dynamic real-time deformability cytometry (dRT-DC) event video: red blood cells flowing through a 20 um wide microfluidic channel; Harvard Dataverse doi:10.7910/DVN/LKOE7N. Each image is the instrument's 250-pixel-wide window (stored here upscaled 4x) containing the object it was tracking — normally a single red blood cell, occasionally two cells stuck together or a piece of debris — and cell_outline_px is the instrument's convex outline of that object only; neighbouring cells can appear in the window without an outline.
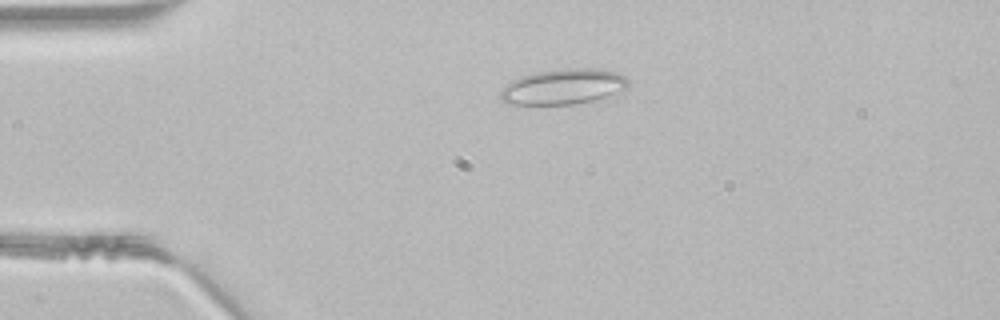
{"species": "common noctule bat (a hibernating species)", "species_latin": "Nyctalus noctula", "temperature_condition": "room temperature", "stored_images_in_passage": 37, "segment_of_instrument_passage": [1, 2], "camera_frame_rate_fps": 3000, "um_per_image_px": 0.085, "animal": {"sex": "male", "body_mass_g": 21.5, "forearm_length_mm": 52.0}, "frame": {"image": 1, "passage_image": 1, "time_ms": 0.0, "image_size_px": [1000, 320], "cell_outline_px": [[628, 88], [592, 100], [572, 104], [508, 104], [500, 100], [500, 88], [512, 80], [520, 76], [532, 72], [564, 68], [600, 68], [616, 72], [628, 76]], "centroid_in_image_um": [47.84, 7.34], "position_along_channel_um": 37.2, "area_um2": 26.59}}
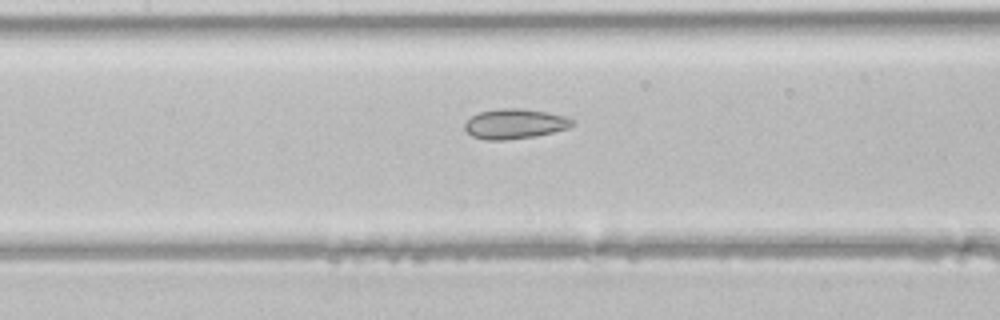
{"frame": {"image": 2, "passage_image": 12, "time_ms": 3.667, "image_size_px": [1000, 320], "cell_outline_px": [[572, 124], [568, 128], [536, 136], [504, 140], [484, 140], [472, 136], [464, 128], [464, 124], [472, 116], [480, 112], [500, 108], [520, 108], [548, 112], [564, 116], [572, 120]], "centroid_in_image_um": [43.72, 10.53], "position_along_channel_um": 163.7, "area_um2": 18.61}}
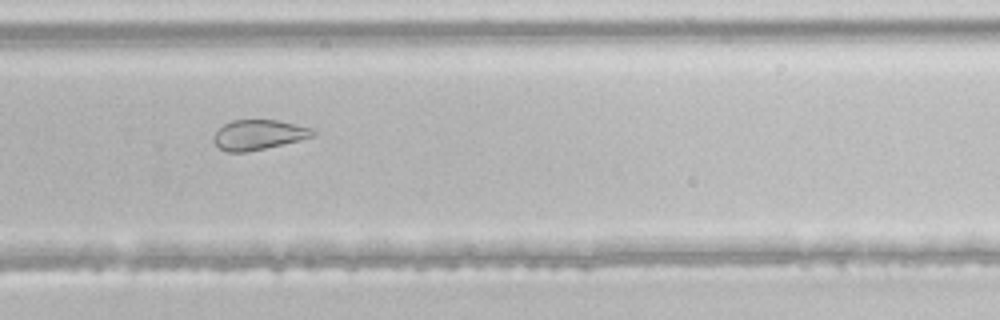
{"frame": {"image": 3, "passage_image": 22, "time_ms": 7.0, "image_size_px": [1000, 320], "cell_outline_px": [[316, 136], [300, 140], [248, 152], [228, 152], [220, 148], [212, 140], [212, 136], [224, 124], [232, 120], [276, 120], [312, 128], [316, 132]], "centroid_in_image_um": [21.98, 11.46], "position_along_channel_um": 307.8, "area_um2": 17.28}}